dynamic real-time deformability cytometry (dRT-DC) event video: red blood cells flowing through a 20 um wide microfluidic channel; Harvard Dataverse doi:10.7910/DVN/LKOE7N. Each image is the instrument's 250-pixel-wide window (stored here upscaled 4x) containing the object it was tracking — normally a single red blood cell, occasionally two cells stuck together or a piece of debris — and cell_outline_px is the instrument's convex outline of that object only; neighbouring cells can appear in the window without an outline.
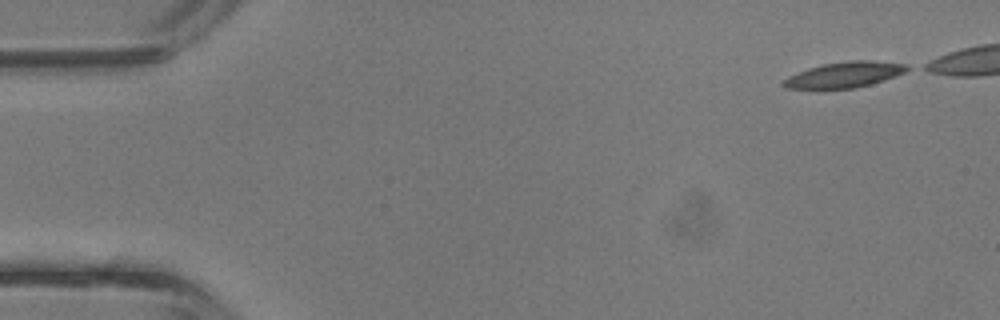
{"species": "common noctule bat (a hibernating species)", "species_latin": "Nyctalus noctula", "temperature_condition": "room temperature", "stored_images_in_passage": 5, "camera_frame_rate_fps": 3000, "um_per_image_px": 0.085, "animal": {"sex": "male", "body_mass_g": 13.3}, "frame": {"image": 1, "passage_image": 1, "time_ms": 0.0, "image_size_px": [1000, 320], "cell_outline_px": [[912, 68], [896, 76], [872, 84], [856, 88], [788, 88], [780, 84], [788, 76], [808, 68], [824, 64], [852, 60], [872, 60], [908, 64]], "centroid_in_image_um": [71.84, 6.34], "position_along_channel_um": 13.2, "area_um2": 18.44}}
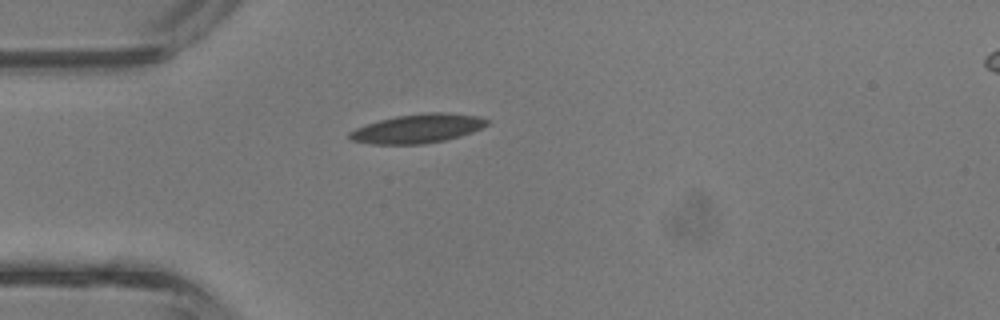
{"frame": {"image": 2, "passage_image": 5, "time_ms": 1.333, "image_size_px": [1000, 320], "cell_outline_px": [[488, 124], [472, 132], [460, 136], [444, 140], [424, 144], [372, 144], [352, 140], [348, 136], [348, 132], [356, 128], [380, 120], [396, 116], [424, 112], [444, 112], [480, 116], [488, 120]], "centroid_in_image_um": [35.51, 10.92], "position_along_channel_um": 49.5, "area_um2": 23.12}}